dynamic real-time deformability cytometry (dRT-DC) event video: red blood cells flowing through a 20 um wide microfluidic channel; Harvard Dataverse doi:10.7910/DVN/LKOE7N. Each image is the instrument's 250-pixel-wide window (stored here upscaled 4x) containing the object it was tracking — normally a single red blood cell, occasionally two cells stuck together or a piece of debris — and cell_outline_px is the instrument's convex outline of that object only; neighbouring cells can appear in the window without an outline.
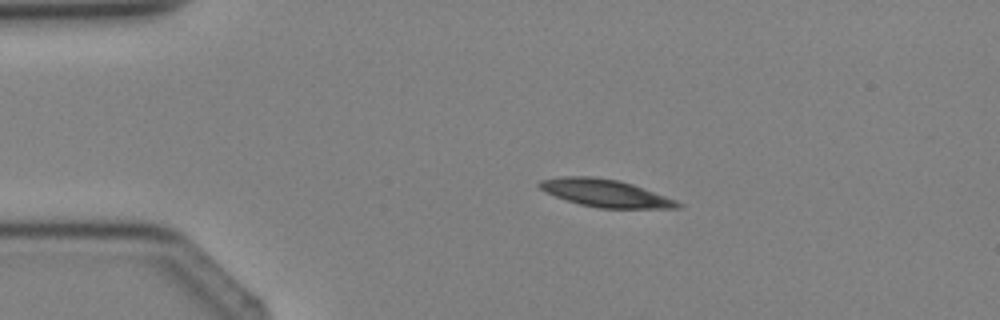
{"species": "Egyptian fruit bat (a non-hibernating species)", "species_latin": "Rousettus aegyptiacus", "temperature_condition": "cold", "stored_images_in_passage": 3, "camera_frame_rate_fps": 3000, "um_per_image_px": 0.085, "animal": {"sex": "female"}, "frame": {"image": 1, "passage_image": 2, "time_ms": 1.333, "image_size_px": [1000, 320], "cell_outline_px": [[684, 204], [680, 208], [600, 208], [580, 204], [556, 196], [540, 188], [536, 184], [540, 180], [560, 176], [592, 176], [620, 180], [632, 184], [676, 200]], "centroid_in_image_um": [51.46, 16.4], "position_along_channel_um": 33.5, "area_um2": 22.02}}